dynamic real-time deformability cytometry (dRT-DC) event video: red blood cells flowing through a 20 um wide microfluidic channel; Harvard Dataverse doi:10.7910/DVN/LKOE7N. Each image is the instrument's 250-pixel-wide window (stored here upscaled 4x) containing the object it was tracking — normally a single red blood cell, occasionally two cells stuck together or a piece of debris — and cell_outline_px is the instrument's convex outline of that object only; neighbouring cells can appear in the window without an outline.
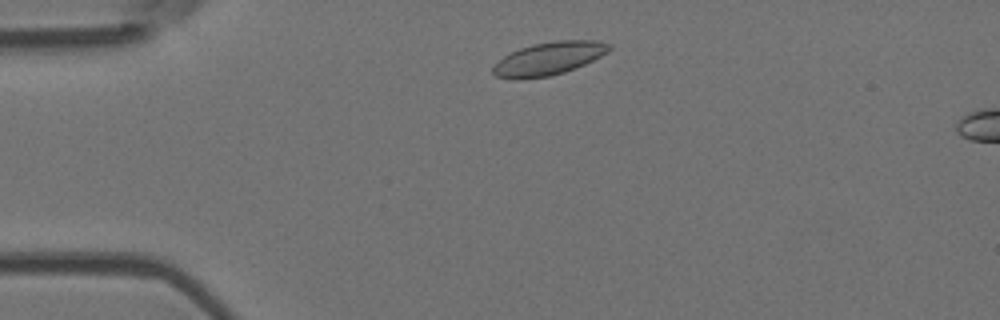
{"species": "Egyptian fruit bat (a non-hibernating species)", "species_latin": "Rousettus aegyptiacus", "temperature_condition": "room temperature", "stored_images_in_passage": 46, "camera_frame_rate_fps": 3000, "um_per_image_px": 0.085, "animal": {"sex": "female"}, "frame": {"image": 1, "passage_image": 4, "time_ms": 1.0, "image_size_px": [1000, 320], "cell_outline_px": [[612, 48], [608, 52], [576, 68], [564, 72], [548, 76], [516, 80], [512, 80], [496, 76], [492, 72], [492, 68], [504, 56], [520, 48], [532, 44], [556, 40], [596, 40], [612, 44]], "centroid_in_image_um": [46.65, 4.97], "position_along_channel_um": 38.3, "area_um2": 22.37}}
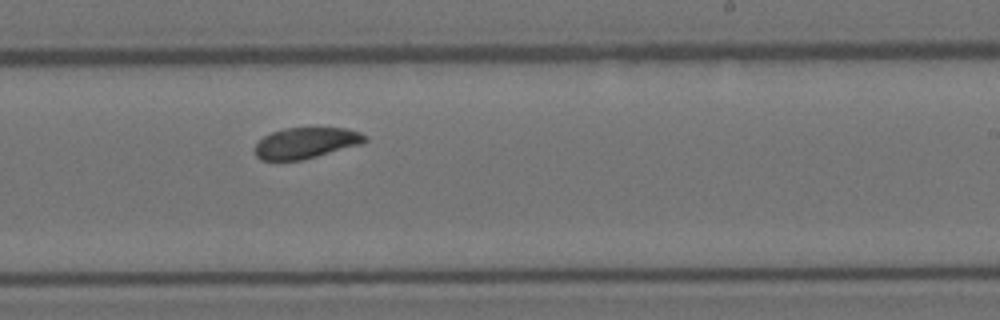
{"frame": {"image": 2, "passage_image": 25, "time_ms": 8.0, "image_size_px": [1000, 320], "cell_outline_px": [[368, 140], [364, 144], [304, 160], [260, 160], [256, 156], [256, 144], [264, 136], [272, 132], [288, 128], [344, 128], [360, 132], [368, 136]], "centroid_in_image_um": [26.08, 12.16], "position_along_channel_um": 262.9, "area_um2": 20.0}}
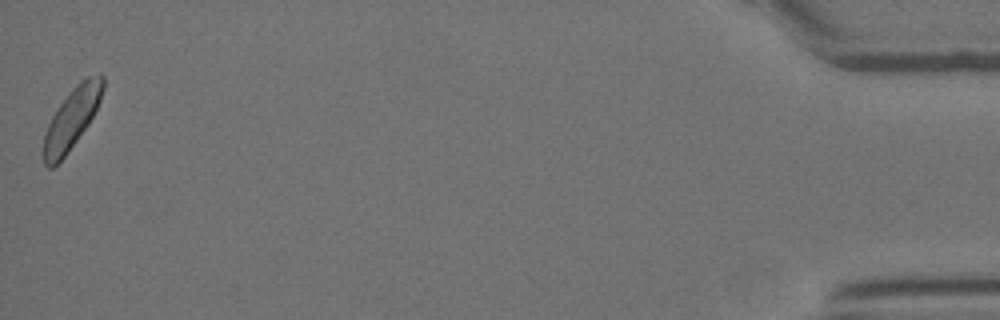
{"frame": {"image": 3, "passage_image": 46, "time_ms": 15.0, "image_size_px": [1000, 320], "cell_outline_px": [[104, 88], [100, 100], [88, 124], [68, 152], [52, 168], [48, 168], [44, 164], [44, 136], [48, 124], [52, 116], [60, 104], [72, 88], [80, 80], [88, 76], [100, 72], [104, 76]], "centroid_in_image_um": [6.12, 10.03], "position_along_channel_um": 429.1, "area_um2": 20.69}, "authors_computed_cell_mechanics": {"area_um2": 20.808, "velocity_mm_per_s": 3.7083, "shape_relaxation_time_tau1_ms": 2.7476, "shape_relaxation_time_tau2_ms": null, "deformation_change_tau1": 0.0765, "deformation_change_tau2": null}}